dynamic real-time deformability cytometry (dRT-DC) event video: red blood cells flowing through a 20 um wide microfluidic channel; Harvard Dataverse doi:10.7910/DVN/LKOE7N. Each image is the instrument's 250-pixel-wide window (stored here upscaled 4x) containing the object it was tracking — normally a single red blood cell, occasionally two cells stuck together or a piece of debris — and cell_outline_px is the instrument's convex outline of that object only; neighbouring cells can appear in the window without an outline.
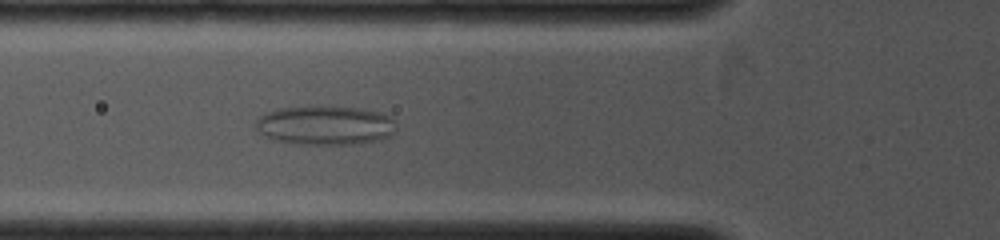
{"species": "common noctule bat (a hibernating species)", "species_latin": "Nyctalus noctula", "temperature_condition": "cold", "stored_images_in_passage": 3, "camera_frame_rate_fps": 4000, "um_per_image_px": 0.085, "animal": {"sex": "female", "body_mass_g": 19.0, "forearm_length_mm": 53.3}, "frame": {"image": 1, "passage_image": 3, "time_ms": 1.0, "image_size_px": [1000, 240], "cell_outline_px": [[396, 132], [380, 140], [360, 144], [300, 144], [272, 140], [260, 132], [252, 124], [264, 112], [280, 108], [364, 108], [380, 112], [392, 116], [396, 120]], "centroid_in_image_um": [27.68, 10.68], "position_along_channel_um": 98.1, "area_um2": 32.08}}